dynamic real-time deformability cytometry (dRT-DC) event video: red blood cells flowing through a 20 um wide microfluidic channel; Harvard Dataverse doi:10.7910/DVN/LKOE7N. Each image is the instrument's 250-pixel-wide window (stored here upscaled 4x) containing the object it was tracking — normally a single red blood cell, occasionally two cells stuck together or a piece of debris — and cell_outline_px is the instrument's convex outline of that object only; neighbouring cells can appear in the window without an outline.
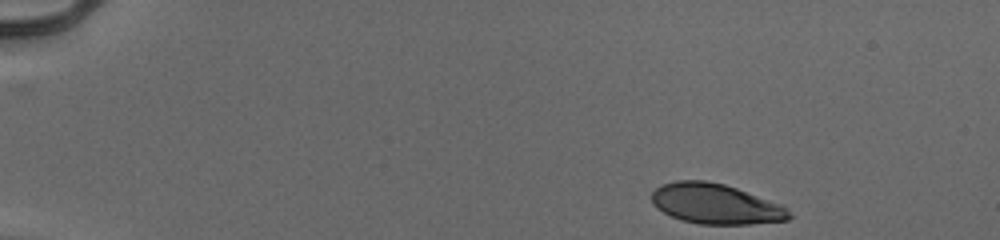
{"species": "human", "species_latin": "Homo sapiens", "temperature_condition": "cold", "stored_images_in_passage": 41, "camera_frame_rate_fps": 3000, "um_per_image_px": 0.085, "donor": {"sex": "male"}, "frame": {"image": 1, "passage_image": 1, "time_ms": 0.0, "image_size_px": [1000, 240], "cell_outline_px": [[792, 216], [788, 220], [752, 224], [700, 224], [680, 220], [656, 208], [652, 204], [652, 192], [660, 184], [676, 180], [704, 180], [724, 184], [784, 204]], "centroid_in_image_um": [60.84, 17.33], "position_along_channel_um": 24.2, "area_um2": 32.48}}
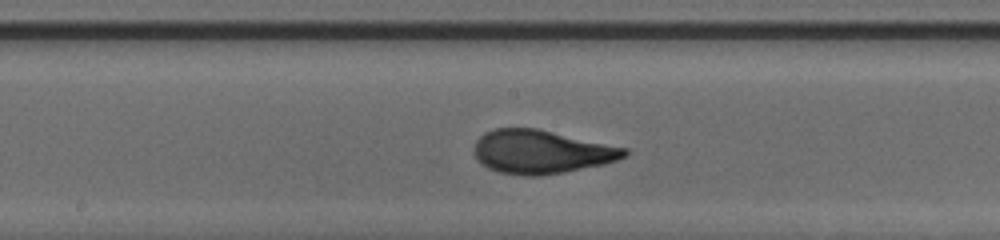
{"frame": {"image": 2, "passage_image": 24, "time_ms": 7.667, "image_size_px": [1000, 240], "cell_outline_px": [[628, 156], [604, 164], [564, 172], [540, 176], [524, 176], [500, 172], [488, 168], [480, 164], [476, 160], [472, 152], [472, 148], [476, 140], [484, 132], [492, 128], [536, 128], [628, 148]], "centroid_in_image_um": [45.96, 12.9], "position_along_channel_um": 202.2, "area_um2": 38.55}}
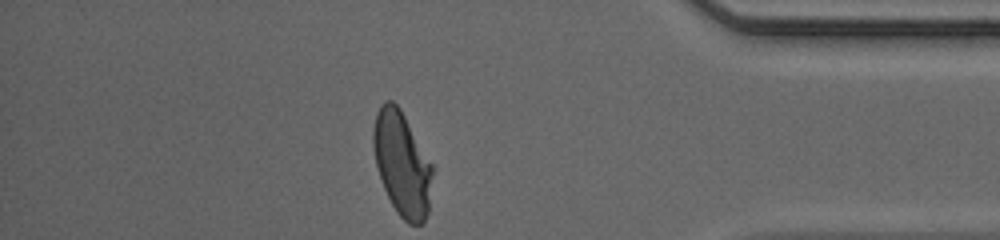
{"frame": {"image": 3, "passage_image": 41, "time_ms": 13.333, "image_size_px": [1000, 240], "cell_outline_px": [[432, 172], [428, 212], [424, 220], [420, 224], [408, 224], [396, 212], [384, 188], [376, 164], [372, 144], [372, 132], [376, 112], [380, 104], [384, 100], [392, 100], [400, 108], [432, 164]], "centroid_in_image_um": [34.14, 13.89], "position_along_channel_um": 401.1, "area_um2": 35.66}, "authors_computed_cell_mechanics": {"area_um2": 36.5296, "velocity_mm_per_s": 3.9219, "shape_relaxation_time_tau1_ms": 3.8121, "shape_relaxation_time_tau2_ms": 0.5807, "deformation_change_tau1": 0.1845, "deformation_change_tau2": 0.0626}}